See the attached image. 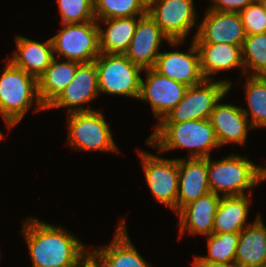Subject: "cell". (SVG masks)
<instances>
[{"label": "cell", "mask_w": 266, "mask_h": 267, "mask_svg": "<svg viewBox=\"0 0 266 267\" xmlns=\"http://www.w3.org/2000/svg\"><path fill=\"white\" fill-rule=\"evenodd\" d=\"M194 0H148L147 12L169 41H183L195 25Z\"/></svg>", "instance_id": "9"}, {"label": "cell", "mask_w": 266, "mask_h": 267, "mask_svg": "<svg viewBox=\"0 0 266 267\" xmlns=\"http://www.w3.org/2000/svg\"><path fill=\"white\" fill-rule=\"evenodd\" d=\"M207 237L209 256L200 257L210 262L234 265L239 233H212Z\"/></svg>", "instance_id": "28"}, {"label": "cell", "mask_w": 266, "mask_h": 267, "mask_svg": "<svg viewBox=\"0 0 266 267\" xmlns=\"http://www.w3.org/2000/svg\"><path fill=\"white\" fill-rule=\"evenodd\" d=\"M242 52L244 74L252 70L250 75L266 76V33L247 35Z\"/></svg>", "instance_id": "29"}, {"label": "cell", "mask_w": 266, "mask_h": 267, "mask_svg": "<svg viewBox=\"0 0 266 267\" xmlns=\"http://www.w3.org/2000/svg\"><path fill=\"white\" fill-rule=\"evenodd\" d=\"M249 110L242 108L250 126L255 129L266 127V76L249 75L245 82ZM251 116V121L249 120Z\"/></svg>", "instance_id": "26"}, {"label": "cell", "mask_w": 266, "mask_h": 267, "mask_svg": "<svg viewBox=\"0 0 266 267\" xmlns=\"http://www.w3.org/2000/svg\"><path fill=\"white\" fill-rule=\"evenodd\" d=\"M148 0H94L95 20L143 16Z\"/></svg>", "instance_id": "27"}, {"label": "cell", "mask_w": 266, "mask_h": 267, "mask_svg": "<svg viewBox=\"0 0 266 267\" xmlns=\"http://www.w3.org/2000/svg\"><path fill=\"white\" fill-rule=\"evenodd\" d=\"M124 222L120 221L111 244L94 251L106 267H150L132 245Z\"/></svg>", "instance_id": "22"}, {"label": "cell", "mask_w": 266, "mask_h": 267, "mask_svg": "<svg viewBox=\"0 0 266 267\" xmlns=\"http://www.w3.org/2000/svg\"><path fill=\"white\" fill-rule=\"evenodd\" d=\"M163 40H167L172 45L182 43V41H169L147 12L139 18L134 36L124 55L143 70L153 68L161 53L159 48Z\"/></svg>", "instance_id": "13"}, {"label": "cell", "mask_w": 266, "mask_h": 267, "mask_svg": "<svg viewBox=\"0 0 266 267\" xmlns=\"http://www.w3.org/2000/svg\"><path fill=\"white\" fill-rule=\"evenodd\" d=\"M234 265L266 267V226L260 214L239 233Z\"/></svg>", "instance_id": "20"}, {"label": "cell", "mask_w": 266, "mask_h": 267, "mask_svg": "<svg viewBox=\"0 0 266 267\" xmlns=\"http://www.w3.org/2000/svg\"><path fill=\"white\" fill-rule=\"evenodd\" d=\"M199 58L201 71L205 79L212 73L229 70L236 67L242 68L244 73L242 46L226 43H195Z\"/></svg>", "instance_id": "19"}, {"label": "cell", "mask_w": 266, "mask_h": 267, "mask_svg": "<svg viewBox=\"0 0 266 267\" xmlns=\"http://www.w3.org/2000/svg\"><path fill=\"white\" fill-rule=\"evenodd\" d=\"M250 202L245 194L221 196L212 233H240L247 226Z\"/></svg>", "instance_id": "24"}, {"label": "cell", "mask_w": 266, "mask_h": 267, "mask_svg": "<svg viewBox=\"0 0 266 267\" xmlns=\"http://www.w3.org/2000/svg\"><path fill=\"white\" fill-rule=\"evenodd\" d=\"M100 93L140 97L143 69L124 54L100 53L94 60Z\"/></svg>", "instance_id": "6"}, {"label": "cell", "mask_w": 266, "mask_h": 267, "mask_svg": "<svg viewBox=\"0 0 266 267\" xmlns=\"http://www.w3.org/2000/svg\"><path fill=\"white\" fill-rule=\"evenodd\" d=\"M23 235L27 241L33 267H75L87 252L86 246L68 231L27 218L23 222Z\"/></svg>", "instance_id": "1"}, {"label": "cell", "mask_w": 266, "mask_h": 267, "mask_svg": "<svg viewBox=\"0 0 266 267\" xmlns=\"http://www.w3.org/2000/svg\"><path fill=\"white\" fill-rule=\"evenodd\" d=\"M155 71L188 87L205 80L200 66L197 47L192 42L188 52H163L156 59Z\"/></svg>", "instance_id": "15"}, {"label": "cell", "mask_w": 266, "mask_h": 267, "mask_svg": "<svg viewBox=\"0 0 266 267\" xmlns=\"http://www.w3.org/2000/svg\"><path fill=\"white\" fill-rule=\"evenodd\" d=\"M145 179L156 200L176 212L178 196V158L166 159L139 151Z\"/></svg>", "instance_id": "10"}, {"label": "cell", "mask_w": 266, "mask_h": 267, "mask_svg": "<svg viewBox=\"0 0 266 267\" xmlns=\"http://www.w3.org/2000/svg\"><path fill=\"white\" fill-rule=\"evenodd\" d=\"M144 71L146 82L141 79L139 99L151 105L160 122L182 100L188 86L161 75L153 68Z\"/></svg>", "instance_id": "11"}, {"label": "cell", "mask_w": 266, "mask_h": 267, "mask_svg": "<svg viewBox=\"0 0 266 267\" xmlns=\"http://www.w3.org/2000/svg\"><path fill=\"white\" fill-rule=\"evenodd\" d=\"M3 134L1 131H0V140L3 138Z\"/></svg>", "instance_id": "36"}, {"label": "cell", "mask_w": 266, "mask_h": 267, "mask_svg": "<svg viewBox=\"0 0 266 267\" xmlns=\"http://www.w3.org/2000/svg\"><path fill=\"white\" fill-rule=\"evenodd\" d=\"M68 144L74 149L86 151L118 152V146L112 138L108 123L102 111L92 110L69 113Z\"/></svg>", "instance_id": "7"}, {"label": "cell", "mask_w": 266, "mask_h": 267, "mask_svg": "<svg viewBox=\"0 0 266 267\" xmlns=\"http://www.w3.org/2000/svg\"><path fill=\"white\" fill-rule=\"evenodd\" d=\"M97 21L63 24L58 34L51 37L53 53L66 60L93 62L101 53Z\"/></svg>", "instance_id": "8"}, {"label": "cell", "mask_w": 266, "mask_h": 267, "mask_svg": "<svg viewBox=\"0 0 266 267\" xmlns=\"http://www.w3.org/2000/svg\"><path fill=\"white\" fill-rule=\"evenodd\" d=\"M0 77V115L8 128L15 126L36 100L38 110H46L38 95V79L16 67L10 60Z\"/></svg>", "instance_id": "3"}, {"label": "cell", "mask_w": 266, "mask_h": 267, "mask_svg": "<svg viewBox=\"0 0 266 267\" xmlns=\"http://www.w3.org/2000/svg\"><path fill=\"white\" fill-rule=\"evenodd\" d=\"M239 15L246 35L266 33V0H254Z\"/></svg>", "instance_id": "31"}, {"label": "cell", "mask_w": 266, "mask_h": 267, "mask_svg": "<svg viewBox=\"0 0 266 267\" xmlns=\"http://www.w3.org/2000/svg\"><path fill=\"white\" fill-rule=\"evenodd\" d=\"M264 167L254 164L244 156L229 155L222 160L207 158V173L210 191L223 196L244 195L249 189L264 180Z\"/></svg>", "instance_id": "4"}, {"label": "cell", "mask_w": 266, "mask_h": 267, "mask_svg": "<svg viewBox=\"0 0 266 267\" xmlns=\"http://www.w3.org/2000/svg\"><path fill=\"white\" fill-rule=\"evenodd\" d=\"M54 56L48 68L38 79V95L47 108L74 78L80 62L66 60L57 62Z\"/></svg>", "instance_id": "23"}, {"label": "cell", "mask_w": 266, "mask_h": 267, "mask_svg": "<svg viewBox=\"0 0 266 267\" xmlns=\"http://www.w3.org/2000/svg\"><path fill=\"white\" fill-rule=\"evenodd\" d=\"M17 51L9 59L16 67L37 79L45 72L55 54L51 39L39 43L23 36L15 37Z\"/></svg>", "instance_id": "21"}, {"label": "cell", "mask_w": 266, "mask_h": 267, "mask_svg": "<svg viewBox=\"0 0 266 267\" xmlns=\"http://www.w3.org/2000/svg\"><path fill=\"white\" fill-rule=\"evenodd\" d=\"M99 93L95 62L80 63L72 81L46 109L67 107L68 114L92 111L93 109L83 108V104L92 101Z\"/></svg>", "instance_id": "14"}, {"label": "cell", "mask_w": 266, "mask_h": 267, "mask_svg": "<svg viewBox=\"0 0 266 267\" xmlns=\"http://www.w3.org/2000/svg\"><path fill=\"white\" fill-rule=\"evenodd\" d=\"M263 172H264V180H266V167H264Z\"/></svg>", "instance_id": "35"}, {"label": "cell", "mask_w": 266, "mask_h": 267, "mask_svg": "<svg viewBox=\"0 0 266 267\" xmlns=\"http://www.w3.org/2000/svg\"><path fill=\"white\" fill-rule=\"evenodd\" d=\"M192 264L193 267H236L235 265H226L222 263L206 261L202 259L200 256H196Z\"/></svg>", "instance_id": "34"}, {"label": "cell", "mask_w": 266, "mask_h": 267, "mask_svg": "<svg viewBox=\"0 0 266 267\" xmlns=\"http://www.w3.org/2000/svg\"><path fill=\"white\" fill-rule=\"evenodd\" d=\"M228 80H207L187 88L182 100L158 123H179L190 120L209 119L216 104L231 89Z\"/></svg>", "instance_id": "5"}, {"label": "cell", "mask_w": 266, "mask_h": 267, "mask_svg": "<svg viewBox=\"0 0 266 267\" xmlns=\"http://www.w3.org/2000/svg\"><path fill=\"white\" fill-rule=\"evenodd\" d=\"M199 24L194 43H226L243 47L246 32L239 13L208 9Z\"/></svg>", "instance_id": "12"}, {"label": "cell", "mask_w": 266, "mask_h": 267, "mask_svg": "<svg viewBox=\"0 0 266 267\" xmlns=\"http://www.w3.org/2000/svg\"><path fill=\"white\" fill-rule=\"evenodd\" d=\"M213 5L210 8L212 10L222 12L240 13L254 0H211Z\"/></svg>", "instance_id": "32"}, {"label": "cell", "mask_w": 266, "mask_h": 267, "mask_svg": "<svg viewBox=\"0 0 266 267\" xmlns=\"http://www.w3.org/2000/svg\"><path fill=\"white\" fill-rule=\"evenodd\" d=\"M75 267H106L104 261L95 252H86L78 261Z\"/></svg>", "instance_id": "33"}, {"label": "cell", "mask_w": 266, "mask_h": 267, "mask_svg": "<svg viewBox=\"0 0 266 267\" xmlns=\"http://www.w3.org/2000/svg\"><path fill=\"white\" fill-rule=\"evenodd\" d=\"M103 19L106 30L98 26L100 52L104 54H124L134 36L141 16Z\"/></svg>", "instance_id": "25"}, {"label": "cell", "mask_w": 266, "mask_h": 267, "mask_svg": "<svg viewBox=\"0 0 266 267\" xmlns=\"http://www.w3.org/2000/svg\"><path fill=\"white\" fill-rule=\"evenodd\" d=\"M209 119L220 146L231 142L245 145L247 131L252 126L241 107L218 102Z\"/></svg>", "instance_id": "18"}, {"label": "cell", "mask_w": 266, "mask_h": 267, "mask_svg": "<svg viewBox=\"0 0 266 267\" xmlns=\"http://www.w3.org/2000/svg\"><path fill=\"white\" fill-rule=\"evenodd\" d=\"M146 144L160 152L191 149L189 158H208L210 151L220 146L210 119L158 123Z\"/></svg>", "instance_id": "2"}, {"label": "cell", "mask_w": 266, "mask_h": 267, "mask_svg": "<svg viewBox=\"0 0 266 267\" xmlns=\"http://www.w3.org/2000/svg\"><path fill=\"white\" fill-rule=\"evenodd\" d=\"M179 179L176 214L187 204L210 193L207 158L178 159Z\"/></svg>", "instance_id": "16"}, {"label": "cell", "mask_w": 266, "mask_h": 267, "mask_svg": "<svg viewBox=\"0 0 266 267\" xmlns=\"http://www.w3.org/2000/svg\"><path fill=\"white\" fill-rule=\"evenodd\" d=\"M62 24L96 21L94 0H57Z\"/></svg>", "instance_id": "30"}, {"label": "cell", "mask_w": 266, "mask_h": 267, "mask_svg": "<svg viewBox=\"0 0 266 267\" xmlns=\"http://www.w3.org/2000/svg\"><path fill=\"white\" fill-rule=\"evenodd\" d=\"M220 200V195L210 192L184 206L177 213L179 216L180 237L185 231L191 234L211 235L214 217Z\"/></svg>", "instance_id": "17"}]
</instances>
